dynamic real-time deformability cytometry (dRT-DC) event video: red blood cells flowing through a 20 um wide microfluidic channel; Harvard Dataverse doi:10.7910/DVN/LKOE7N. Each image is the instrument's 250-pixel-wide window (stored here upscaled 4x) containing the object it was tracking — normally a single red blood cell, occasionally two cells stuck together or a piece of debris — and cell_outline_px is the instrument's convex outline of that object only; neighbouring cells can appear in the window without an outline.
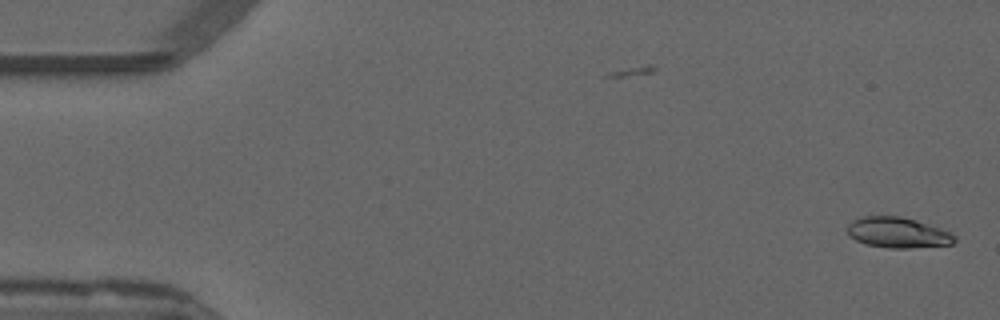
{"species": "common noctule bat (a hibernating species)", "species_latin": "Nyctalus noctula", "temperature_condition": "warm", "stored_images_in_passage": 52, "camera_frame_rate_fps": 3000, "um_per_image_px": 0.085, "animal": {"sex": "male", "forearm_length_mm": 52.5}, "frame": {"image": 1, "passage_image": 1, "time_ms": 0.0, "image_size_px": [1000, 320], "cell_outline_px": [[956, 240], [952, 244], [908, 248], [888, 248], [864, 244], [856, 240], [848, 232], [848, 224], [852, 220], [864, 216], [900, 216], [916, 220], [940, 228], [956, 236]], "centroid_in_image_um": [76.3, 19.77], "position_along_channel_um": 8.7, "area_um2": 18.96}}
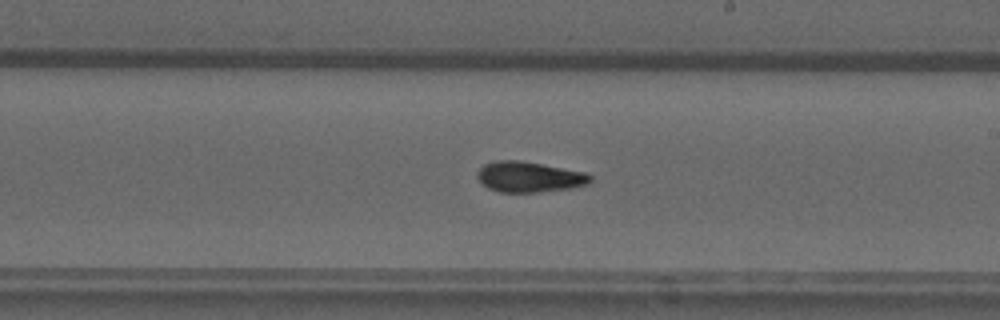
{"frame": {"image": 2, "passage_image": 30, "time_ms": 9.667, "image_size_px": [1000, 320], "cell_outline_px": [[592, 180], [588, 184], [572, 188], [540, 192], [496, 192], [480, 184], [476, 176], [476, 172], [484, 164], [500, 160], [516, 160], [540, 164], [584, 172], [592, 176]], "centroid_in_image_um": [44.94, 15.05], "position_along_channel_um": 244.1, "area_um2": 20.17}}
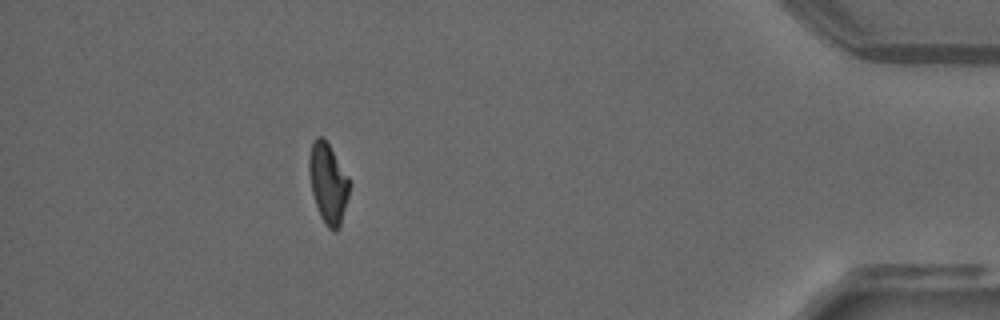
{"frame": {"image": 3, "passage_image": 47, "time_ms": 15.333, "image_size_px": [1000, 320], "cell_outline_px": [[352, 184], [340, 224], [332, 232], [328, 228], [320, 216], [312, 192], [308, 172], [308, 156], [312, 140], [316, 136], [320, 136], [328, 144], [348, 176]], "centroid_in_image_um": [27.87, 15.54], "position_along_channel_um": 407.3, "area_um2": 18.79}, "authors_computed_cell_mechanics": {"area_um2": 19.1318, "velocity_mm_per_s": 3.8531, "shape_relaxation_time_tau1_ms": null, "shape_relaxation_time_tau2_ms": 5.072, "deformation_change_tau1": null, "deformation_change_tau2": 0.1036}}